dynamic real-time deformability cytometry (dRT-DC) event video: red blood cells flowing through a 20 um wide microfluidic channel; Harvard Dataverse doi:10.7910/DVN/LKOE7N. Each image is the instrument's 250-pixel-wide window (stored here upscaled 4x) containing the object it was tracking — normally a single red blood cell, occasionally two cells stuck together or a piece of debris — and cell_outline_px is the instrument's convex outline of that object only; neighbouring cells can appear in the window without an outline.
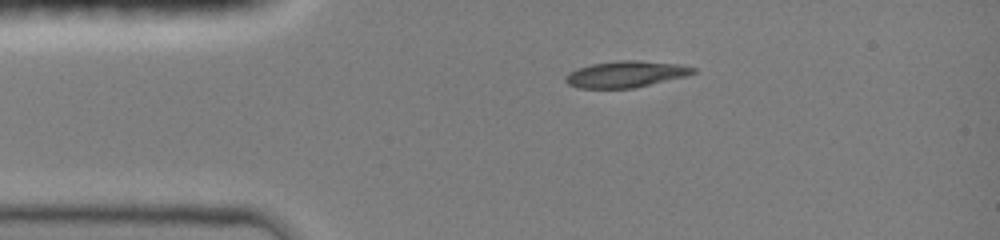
{"species": "common noctule bat (a hibernating species)", "species_latin": "Nyctalus noctula", "temperature_condition": "room temperature", "stored_images_in_passage": 39, "camera_frame_rate_fps": 3000, "um_per_image_px": 0.085, "animal": {"sex": "female", "body_mass_g": 19.0, "forearm_length_mm": 51.5}, "frame": {"image": 1, "passage_image": 1, "time_ms": 0.0, "image_size_px": [1000, 240], "cell_outline_px": [[696, 72], [684, 76], [636, 88], [580, 88], [568, 84], [564, 80], [568, 72], [592, 64], [616, 60], [632, 60], [680, 64], [696, 68]], "centroid_in_image_um": [53.19, 6.31], "position_along_channel_um": 31.8, "area_um2": 19.48}}
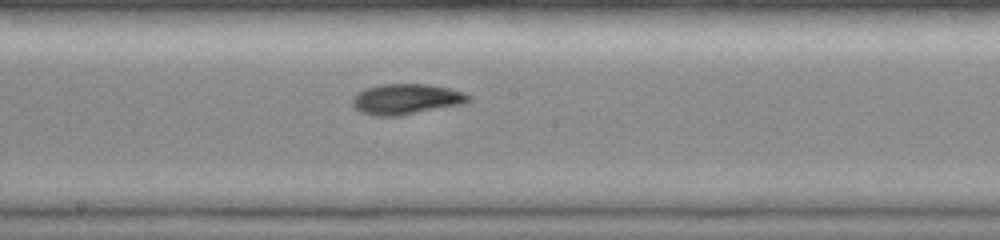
{"frame": {"image": 2, "passage_image": 17, "time_ms": 5.333, "image_size_px": [1000, 240], "cell_outline_px": [[472, 100], [464, 104], [396, 116], [376, 116], [360, 112], [352, 104], [352, 96], [356, 92], [364, 88], [380, 84], [428, 84], [448, 88], [464, 92], [472, 96]], "centroid_in_image_um": [34.52, 8.41], "position_along_channel_um": 213.7, "area_um2": 20.87}}
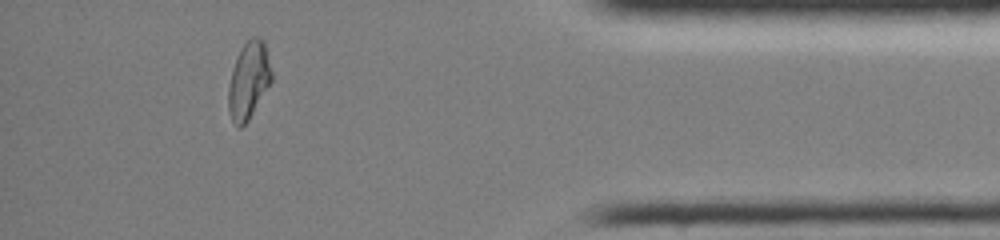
{"frame": {"image": 3, "passage_image": 34, "time_ms": 11.0, "image_size_px": [1000, 240], "cell_outline_px": [[272, 80], [248, 120], [240, 128], [236, 128], [228, 112], [228, 88], [232, 68], [236, 56], [240, 48], [252, 36], [260, 36], [264, 40], [272, 72]], "centroid_in_image_um": [21.12, 6.81], "position_along_channel_um": 414.1, "area_um2": 19.54}, "authors_computed_cell_mechanics": {"area_um2": 19.8254, "velocity_mm_per_s": 4.054, "shape_relaxation_time_tau1_ms": 5.9876, "shape_relaxation_time_tau2_ms": 2.6651, "deformation_change_tau1": 0.2281, "deformation_change_tau2": 0.0583}}